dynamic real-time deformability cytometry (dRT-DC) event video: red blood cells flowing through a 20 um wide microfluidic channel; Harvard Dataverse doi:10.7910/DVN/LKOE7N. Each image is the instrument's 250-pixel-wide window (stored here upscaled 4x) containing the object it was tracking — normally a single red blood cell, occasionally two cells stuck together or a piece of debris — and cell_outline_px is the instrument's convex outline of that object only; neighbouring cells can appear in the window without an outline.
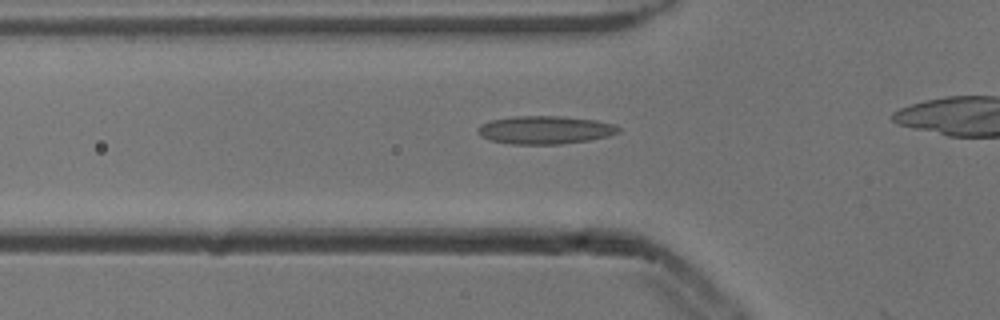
{"species": "common noctule bat (a hibernating species)", "species_latin": "Nyctalus noctula", "temperature_condition": "cold", "stored_images_in_passage": 14, "camera_frame_rate_fps": 3000, "um_per_image_px": 0.085, "animal": {"sex": "male", "body_mass_g": 13.3}, "frame": {"image": 1, "passage_image": 13, "time_ms": 4.0, "image_size_px": [1000, 320], "cell_outline_px": [[620, 132], [608, 136], [588, 140], [560, 144], [512, 144], [488, 140], [480, 136], [476, 132], [476, 128], [480, 124], [488, 120], [512, 116], [560, 116], [596, 120], [612, 124], [620, 128]], "centroid_in_image_um": [46.25, 11.04], "position_along_channel_um": 79.6, "area_um2": 23.24}}